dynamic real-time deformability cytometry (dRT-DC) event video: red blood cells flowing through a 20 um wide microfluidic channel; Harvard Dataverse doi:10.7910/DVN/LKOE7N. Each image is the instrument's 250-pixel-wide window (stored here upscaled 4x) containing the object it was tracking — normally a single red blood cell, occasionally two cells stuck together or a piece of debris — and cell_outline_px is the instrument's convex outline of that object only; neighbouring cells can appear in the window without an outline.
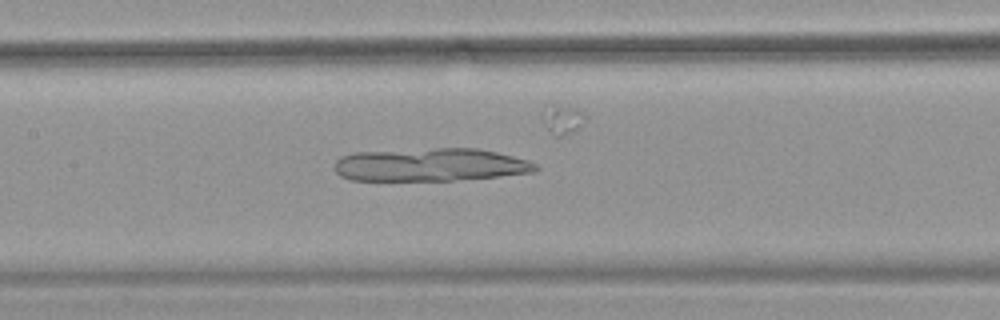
{"species": "common noctule bat (a hibernating species)", "species_latin": "Nyctalus noctula", "temperature_condition": "warm", "stored_images_in_passage": 44, "camera_frame_rate_fps": 3000, "um_per_image_px": 0.085, "animal": {"sex": "female", "body_mass_g": 18.4}, "frame": {"image": 1, "passage_image": 16, "time_ms": 5.0, "image_size_px": [1000, 320], "cell_outline_px": [[540, 168], [536, 172], [500, 176], [452, 180], [352, 180], [340, 176], [336, 172], [336, 160], [340, 156], [356, 152], [436, 148], [476, 148], [496, 152], [528, 160], [536, 164]], "centroid_in_image_um": [36.61, 14.0], "position_along_channel_um": 170.8, "area_um2": 38.67}}
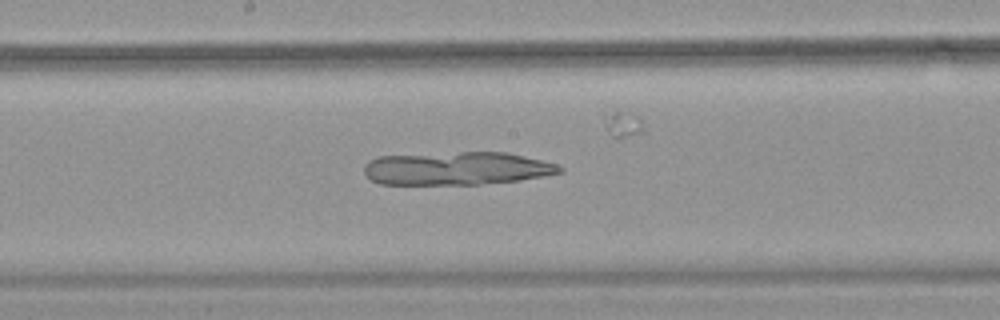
{"frame": {"image": 2, "passage_image": 19, "time_ms": 6.0, "image_size_px": [1000, 320], "cell_outline_px": [[564, 172], [544, 176], [520, 180], [480, 184], [380, 184], [368, 180], [364, 172], [364, 164], [368, 160], [376, 156], [460, 152], [508, 152], [556, 164], [564, 168]], "centroid_in_image_um": [38.79, 14.31], "position_along_channel_um": 209.4, "area_um2": 38.03}}
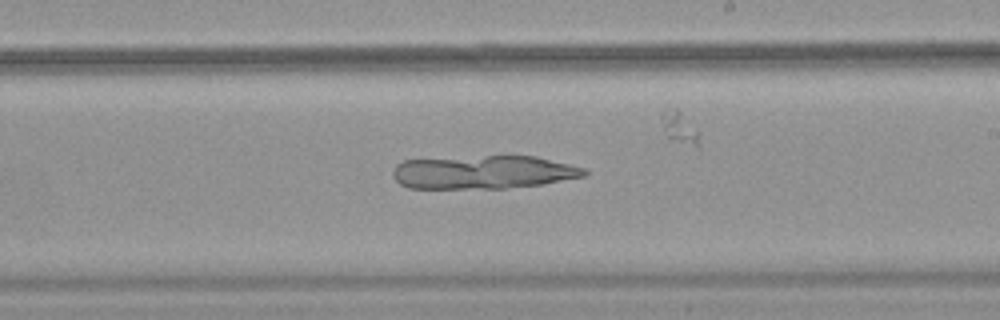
{"frame": {"image": 3, "passage_image": 22, "time_ms": 7.0, "image_size_px": [1000, 320], "cell_outline_px": [[588, 176], [544, 184], [504, 188], [408, 188], [400, 184], [392, 176], [392, 172], [396, 164], [404, 160], [484, 156], [536, 156], [584, 168], [588, 172]], "centroid_in_image_um": [41.1, 14.64], "position_along_channel_um": 247.9, "area_um2": 37.28}}